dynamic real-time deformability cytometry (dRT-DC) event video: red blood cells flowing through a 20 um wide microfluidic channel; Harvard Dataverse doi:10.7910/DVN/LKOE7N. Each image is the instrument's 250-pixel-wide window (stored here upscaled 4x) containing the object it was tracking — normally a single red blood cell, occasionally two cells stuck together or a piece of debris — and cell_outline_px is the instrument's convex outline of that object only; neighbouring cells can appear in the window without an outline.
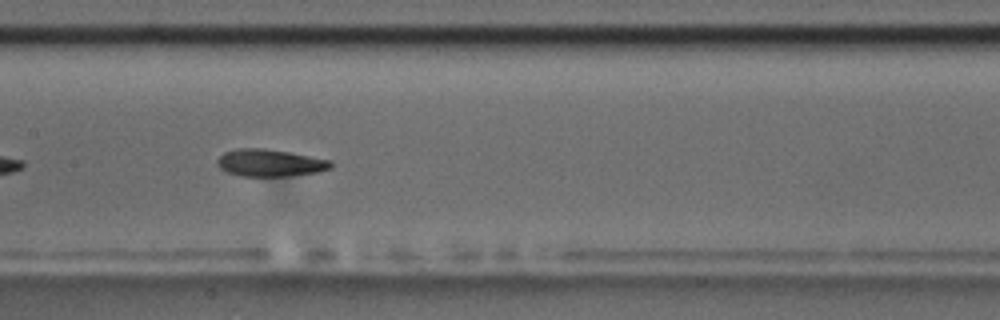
{"species": "common noctule bat (a hibernating species)", "species_latin": "Nyctalus noctula", "temperature_condition": "room temperature", "stored_images_in_passage": 10, "camera_frame_rate_fps": 3000, "um_per_image_px": 0.085, "animal": {"sex": "male", "body_mass_g": 17.5, "forearm_length_mm": 52.3}, "frame": {"image": 1, "passage_image": 7, "time_ms": 2.0, "image_size_px": [1000, 320], "cell_outline_px": [[332, 168], [316, 172], [292, 176], [240, 176], [224, 172], [216, 164], [216, 160], [224, 152], [236, 148], [264, 148], [292, 152], [332, 160]], "centroid_in_image_um": [22.93, 13.84], "position_along_channel_um": 184.5, "area_um2": 18.38}}
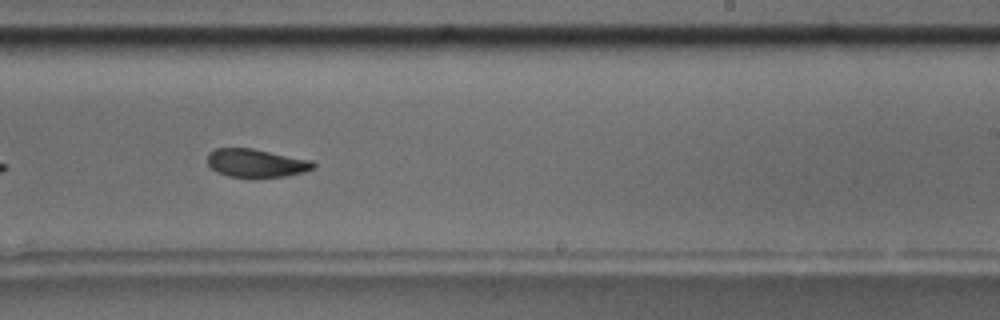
{"frame": {"image": 2, "passage_image": 9, "time_ms": 2.667, "image_size_px": [1000, 320], "cell_outline_px": [[316, 168], [304, 172], [288, 176], [228, 176], [216, 172], [208, 164], [208, 152], [216, 148], [252, 148], [312, 160], [316, 164]], "centroid_in_image_um": [21.8, 13.84], "position_along_channel_um": 267.2, "area_um2": 17.34}}